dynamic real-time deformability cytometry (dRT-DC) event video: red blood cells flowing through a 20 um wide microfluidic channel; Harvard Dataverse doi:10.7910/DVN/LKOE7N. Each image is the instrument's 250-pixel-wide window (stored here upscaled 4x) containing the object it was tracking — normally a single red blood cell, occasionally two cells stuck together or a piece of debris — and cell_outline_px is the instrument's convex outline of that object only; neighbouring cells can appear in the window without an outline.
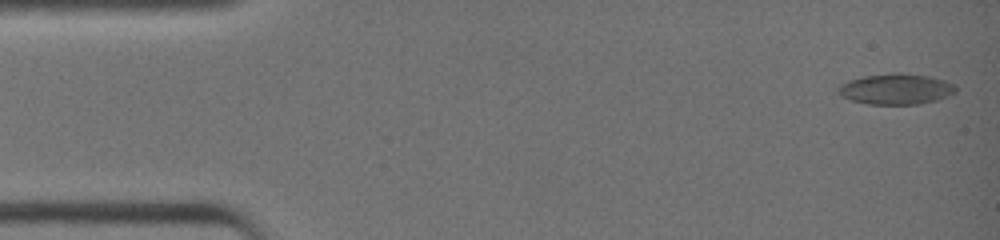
{"species": "common noctule bat (a hibernating species)", "species_latin": "Nyctalus noctula", "temperature_condition": "warm", "stored_images_in_passage": 41, "camera_frame_rate_fps": 3000, "um_per_image_px": 0.085, "animal": {"sex": "female", "body_mass_g": 19.0, "forearm_length_mm": 51.5}, "frame": {"image": 1, "passage_image": 1, "time_ms": 0.0, "image_size_px": [1000, 240], "cell_outline_px": [[956, 92], [936, 100], [920, 104], [868, 104], [852, 100], [840, 96], [836, 92], [836, 88], [840, 84], [848, 80], [864, 76], [896, 72], [900, 72], [928, 76], [944, 80], [956, 84]], "centroid_in_image_um": [76.13, 7.56], "position_along_channel_um": 8.9, "area_um2": 21.21}}
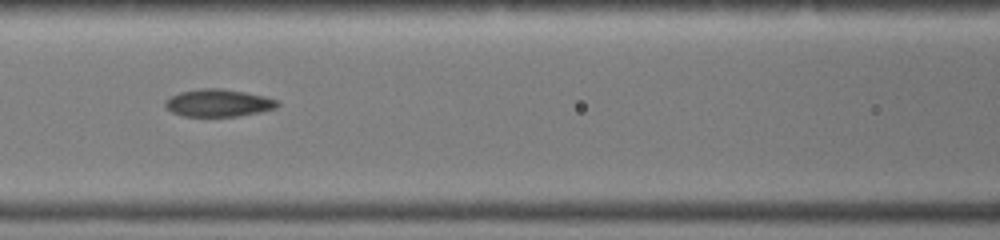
{"frame": {"image": 2, "passage_image": 18, "time_ms": 5.667, "image_size_px": [1000, 240], "cell_outline_px": [[280, 104], [276, 108], [260, 112], [236, 116], [184, 116], [172, 112], [164, 104], [164, 100], [180, 92], [200, 88], [220, 88], [244, 92], [264, 96], [276, 100]], "centroid_in_image_um": [18.55, 8.75], "position_along_channel_um": 148.0, "area_um2": 17.8}}
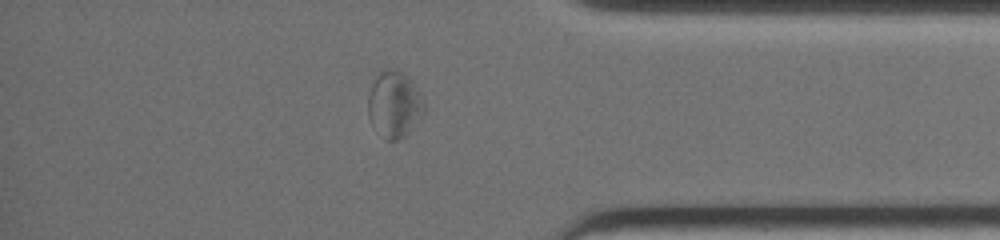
{"frame": {"image": 3, "passage_image": 35, "time_ms": 11.333, "image_size_px": [1000, 240], "cell_outline_px": [[424, 112], [408, 132], [404, 136], [396, 140], [384, 140], [368, 116], [368, 96], [372, 84], [376, 76], [384, 68], [392, 68], [408, 76], [420, 92], [424, 100]], "centroid_in_image_um": [33.51, 8.85], "position_along_channel_um": 401.7, "area_um2": 21.5}, "authors_computed_cell_mechanics": {"area_um2": 19.1318, "velocity_mm_per_s": 4.6101, "shape_relaxation_time_tau1_ms": null, "shape_relaxation_time_tau2_ms": 1.9768, "deformation_change_tau1": null, "deformation_change_tau2": 0.0678}}